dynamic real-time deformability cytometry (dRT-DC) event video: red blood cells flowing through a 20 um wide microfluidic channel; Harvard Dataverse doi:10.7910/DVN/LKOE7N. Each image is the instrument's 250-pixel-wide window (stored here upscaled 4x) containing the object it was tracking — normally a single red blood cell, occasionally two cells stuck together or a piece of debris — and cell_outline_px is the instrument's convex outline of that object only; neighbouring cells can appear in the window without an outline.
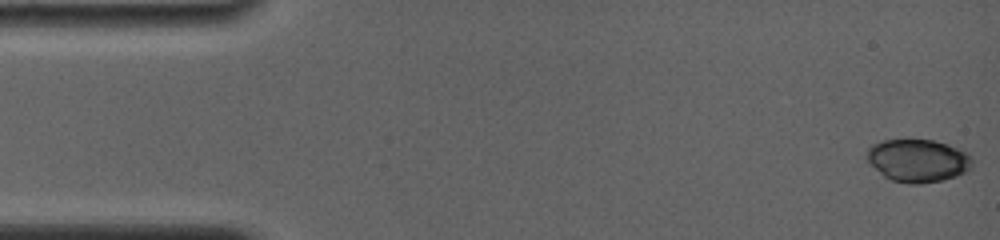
{"species": "common noctule bat (a hibernating species)", "species_latin": "Nyctalus noctula", "temperature_condition": "room temperature", "stored_images_in_passage": 36, "camera_frame_rate_fps": 4000, "um_per_image_px": 0.085, "animal": {"sex": "female", "body_mass_g": 19.0, "forearm_length_mm": 56.7}, "frame": {"image": 1, "passage_image": 1, "time_ms": 0.0, "image_size_px": [1000, 240], "cell_outline_px": [[972, 168], [956, 176], [944, 180], [920, 184], [908, 184], [892, 180], [884, 176], [868, 160], [868, 148], [872, 144], [884, 140], [932, 140], [948, 144], [968, 152], [972, 156]], "centroid_in_image_um": [78.08, 13.65], "position_along_channel_um": 6.9, "area_um2": 26.24}}
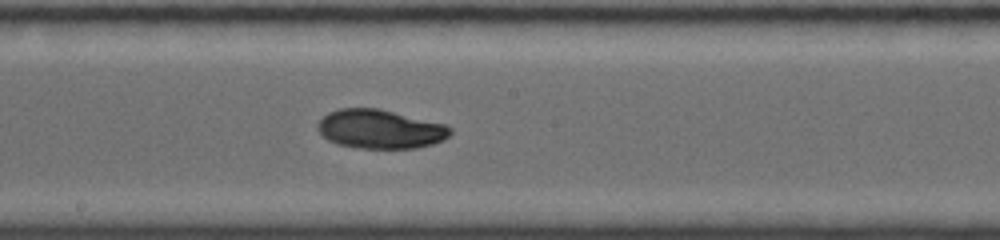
{"frame": {"image": 2, "passage_image": 21, "time_ms": 8.75, "image_size_px": [1000, 240], "cell_outline_px": [[452, 132], [444, 140], [432, 144], [416, 148], [360, 148], [336, 144], [328, 140], [316, 128], [316, 124], [328, 112], [340, 108], [380, 108], [448, 124], [452, 128]], "centroid_in_image_um": [32.34, 10.96], "position_along_channel_um": 215.9, "area_um2": 30.46}}
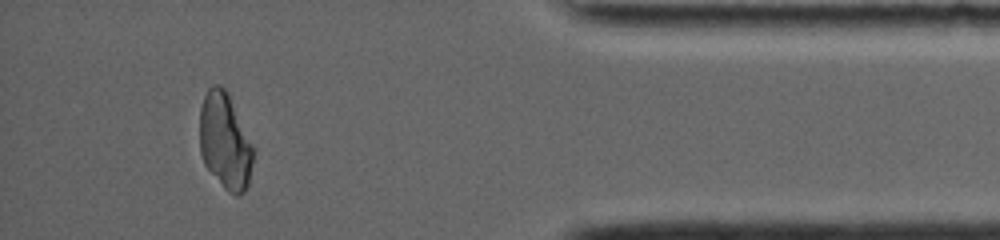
{"frame": {"image": 3, "passage_image": 36, "time_ms": 14.75, "image_size_px": [1000, 240], "cell_outline_px": [[256, 152], [248, 184], [244, 192], [240, 196], [236, 196], [228, 192], [224, 188], [204, 164], [200, 152], [200, 108], [204, 96], [208, 88], [212, 84], [220, 84], [228, 92]], "centroid_in_image_um": [19.14, 12.01], "position_along_channel_um": 416.1, "area_um2": 30.4}, "authors_computed_cell_mechanics": {"area_um2": 29.5936, "velocity_mm_per_s": 3.8253, "shape_relaxation_time_tau1_ms": null, "shape_relaxation_time_tau2_ms": 2.1702, "deformation_change_tau1": null, "deformation_change_tau2": 0.026}}